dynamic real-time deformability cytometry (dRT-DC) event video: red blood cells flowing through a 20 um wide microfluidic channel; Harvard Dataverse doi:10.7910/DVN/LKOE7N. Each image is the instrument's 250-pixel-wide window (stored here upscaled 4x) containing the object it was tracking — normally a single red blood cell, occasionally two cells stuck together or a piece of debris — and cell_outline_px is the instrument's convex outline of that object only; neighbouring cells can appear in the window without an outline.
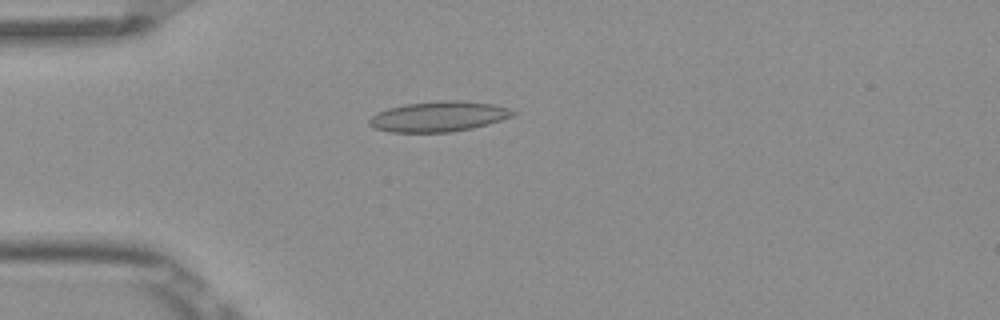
{"species": "Egyptian fruit bat (a non-hibernating species)", "species_latin": "Rousettus aegyptiacus", "temperature_condition": "room temperature", "stored_images_in_passage": 2, "camera_frame_rate_fps": 3000, "um_per_image_px": 0.085, "frame": {"image": 1, "passage_image": 1, "time_ms": 0.0, "image_size_px": [1000, 320], "cell_outline_px": [[516, 112], [512, 116], [488, 124], [472, 128], [452, 132], [392, 132], [372, 128], [368, 124], [368, 120], [376, 112], [388, 108], [404, 104], [440, 100], [460, 100], [492, 104], [508, 108]], "centroid_in_image_um": [37.24, 9.9], "position_along_channel_um": 47.8, "area_um2": 25.43}}